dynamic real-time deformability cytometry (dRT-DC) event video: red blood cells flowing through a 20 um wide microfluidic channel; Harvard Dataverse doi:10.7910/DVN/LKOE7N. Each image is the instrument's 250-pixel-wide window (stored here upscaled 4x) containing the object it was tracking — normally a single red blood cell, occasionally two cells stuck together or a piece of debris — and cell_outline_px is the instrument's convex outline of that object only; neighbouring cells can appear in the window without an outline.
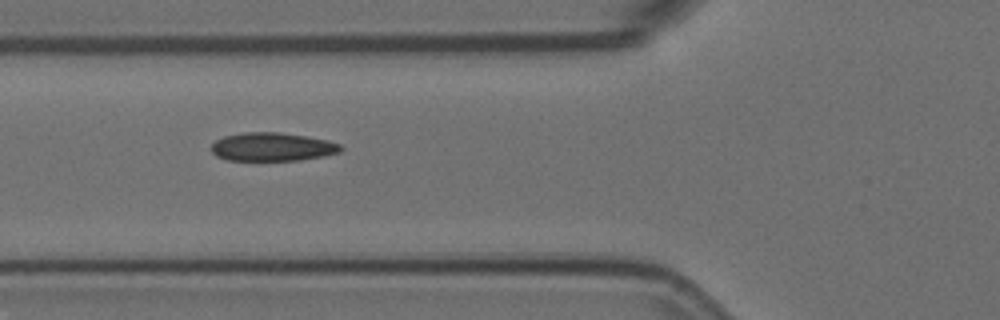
{"species": "Egyptian fruit bat (a non-hibernating species)", "species_latin": "Rousettus aegyptiacus", "temperature_condition": "room temperature", "stored_images_in_passage": 5, "camera_frame_rate_fps": 3000, "um_per_image_px": 0.085, "animal": {"sex": "female"}, "frame": {"image": 1, "passage_image": 5, "time_ms": 1.333, "image_size_px": [1000, 320], "cell_outline_px": [[344, 148], [340, 152], [324, 156], [300, 160], [228, 160], [216, 156], [212, 152], [212, 144], [216, 140], [224, 136], [244, 132], [280, 132], [328, 140], [340, 144]], "centroid_in_image_um": [23.16, 12.48], "position_along_channel_um": 102.6, "area_um2": 21.44}}